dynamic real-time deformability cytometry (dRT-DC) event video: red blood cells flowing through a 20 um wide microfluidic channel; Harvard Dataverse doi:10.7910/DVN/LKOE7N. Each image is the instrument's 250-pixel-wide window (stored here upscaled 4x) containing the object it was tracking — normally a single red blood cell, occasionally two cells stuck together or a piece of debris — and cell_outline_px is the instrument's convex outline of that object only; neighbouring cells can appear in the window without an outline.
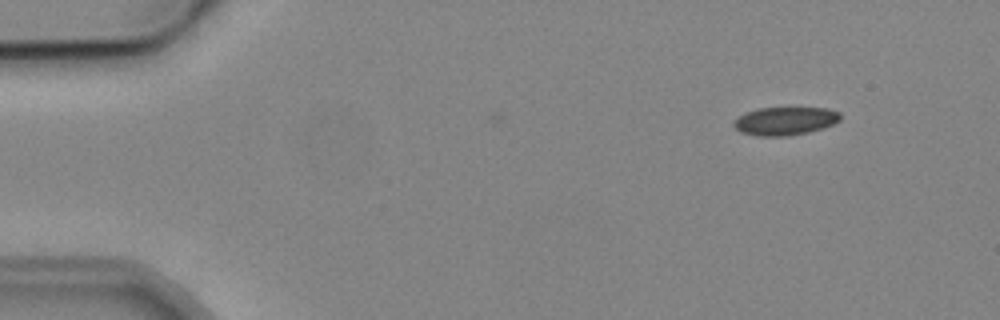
{"species": "common noctule bat (a hibernating species)", "species_latin": "Nyctalus noctula", "temperature_condition": "cold", "stored_images_in_passage": 5, "camera_frame_rate_fps": 3000, "um_per_image_px": 0.085, "animal": {"sex": "male", "body_mass_g": 19.2, "forearm_length_mm": 51.8}, "frame": {"image": 1, "passage_image": 2, "time_ms": 1.333, "image_size_px": [1000, 320], "cell_outline_px": [[840, 120], [824, 128], [808, 132], [788, 136], [756, 136], [740, 132], [732, 124], [740, 116], [756, 108], [828, 108], [840, 112]], "centroid_in_image_um": [66.75, 10.29], "position_along_channel_um": 18.3, "area_um2": 17.46}}
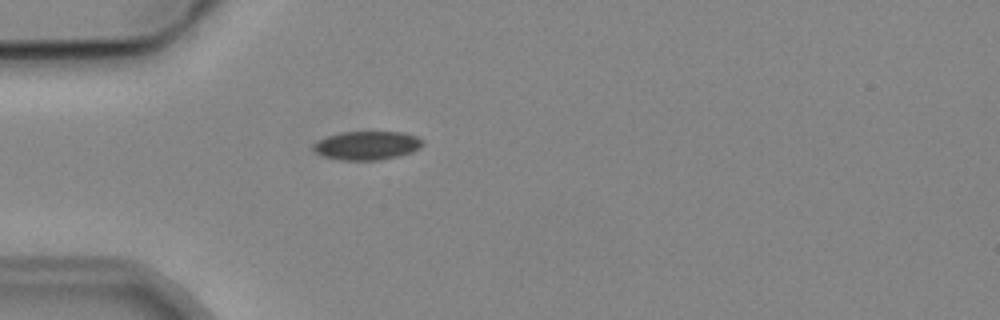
{"frame": {"image": 2, "passage_image": 5, "time_ms": 4.667, "image_size_px": [1000, 320], "cell_outline_px": [[424, 144], [420, 148], [412, 152], [380, 160], [340, 160], [324, 156], [316, 152], [312, 148], [312, 144], [316, 140], [340, 132], [404, 132], [416, 136], [424, 140]], "centroid_in_image_um": [31.19, 12.36], "position_along_channel_um": 53.8, "area_um2": 18.38}}